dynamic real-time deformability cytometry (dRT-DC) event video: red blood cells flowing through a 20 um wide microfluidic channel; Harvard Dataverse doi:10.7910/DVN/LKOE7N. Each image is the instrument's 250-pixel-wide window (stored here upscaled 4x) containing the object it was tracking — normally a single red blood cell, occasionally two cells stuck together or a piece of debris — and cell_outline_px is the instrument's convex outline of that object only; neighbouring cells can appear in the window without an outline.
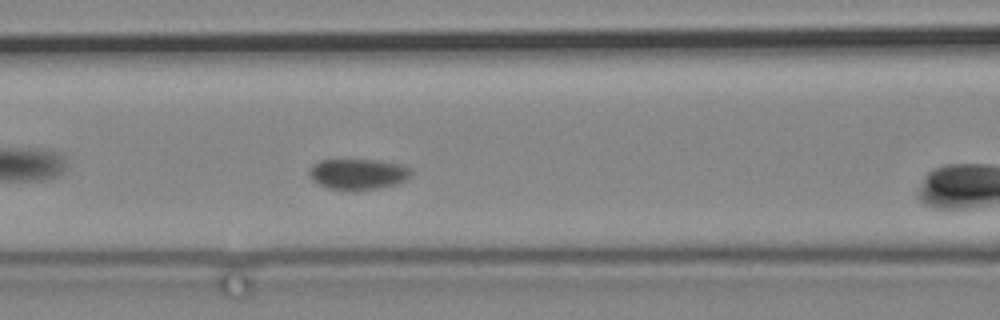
{"species": "common noctule bat (a hibernating species)", "species_latin": "Nyctalus noctula", "temperature_condition": "cold", "stored_images_in_passage": 9, "camera_frame_rate_fps": 3000, "um_per_image_px": 0.085, "animal": {"sex": "male", "body_mass_g": 19.2, "forearm_length_mm": 51.8}, "frame": {"image": 1, "passage_image": 8, "time_ms": 2.333, "image_size_px": [1000, 320], "cell_outline_px": [[412, 176], [408, 180], [396, 184], [376, 188], [352, 192], [328, 188], [312, 180], [308, 176], [308, 168], [312, 164], [320, 160], [376, 160], [400, 164], [408, 168], [412, 172]], "centroid_in_image_um": [30.4, 14.81], "position_along_channel_um": 136.2, "area_um2": 18.61}}